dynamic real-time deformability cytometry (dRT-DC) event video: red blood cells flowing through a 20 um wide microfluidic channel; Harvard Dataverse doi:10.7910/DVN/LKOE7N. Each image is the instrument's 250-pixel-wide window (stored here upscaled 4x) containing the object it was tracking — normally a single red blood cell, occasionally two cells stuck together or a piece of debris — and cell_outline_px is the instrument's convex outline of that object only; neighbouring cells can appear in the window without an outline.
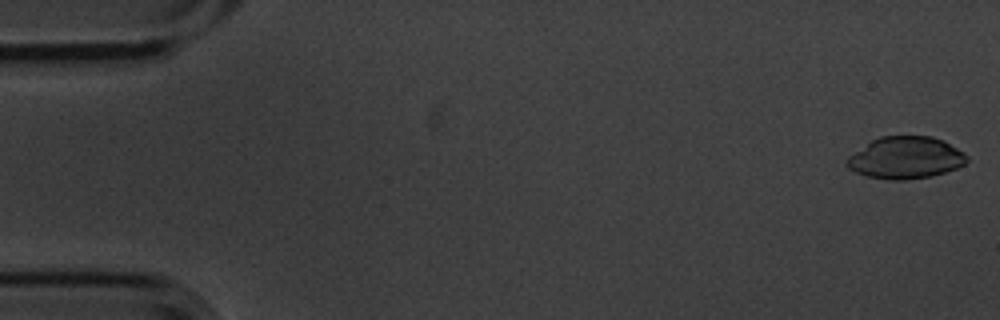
{"species": "common noctule bat (a hibernating species)", "species_latin": "Nyctalus noctula", "temperature_condition": "cold", "stored_images_in_passage": 4, "camera_frame_rate_fps": 3000, "um_per_image_px": 0.085, "animal": {"sex": "male", "body_mass_g": 20.1, "forearm_length_mm": 53.5}, "frame": {"image": 1, "passage_image": 1, "time_ms": 0.0, "image_size_px": [1000, 320], "cell_outline_px": [[968, 160], [964, 164], [956, 168], [932, 176], [904, 180], [888, 180], [868, 176], [856, 172], [848, 168], [844, 160], [848, 156], [872, 140], [880, 136], [932, 136], [944, 140], [964, 152], [968, 156]], "centroid_in_image_um": [76.97, 13.4], "position_along_channel_um": 8.0, "area_um2": 29.48}}